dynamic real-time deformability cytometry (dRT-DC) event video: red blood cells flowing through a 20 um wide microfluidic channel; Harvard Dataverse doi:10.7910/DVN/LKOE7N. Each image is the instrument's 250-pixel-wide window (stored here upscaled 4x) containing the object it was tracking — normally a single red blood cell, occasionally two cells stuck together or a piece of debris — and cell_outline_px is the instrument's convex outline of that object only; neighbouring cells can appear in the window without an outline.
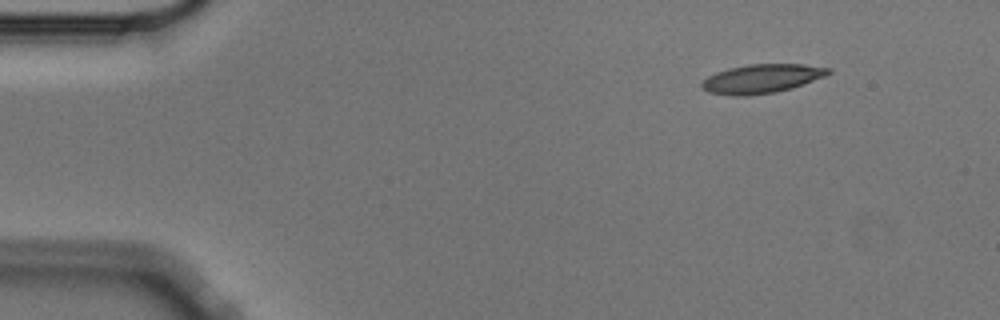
{"species": "Egyptian fruit bat (a non-hibernating species)", "species_latin": "Rousettus aegyptiacus", "temperature_condition": "cold", "stored_images_in_passage": 50, "camera_frame_rate_fps": 3000, "um_per_image_px": 0.085, "animal": {"sex": "male"}, "frame": {"image": 1, "passage_image": 1, "time_ms": 0.0, "image_size_px": [1000, 320], "cell_outline_px": [[832, 72], [824, 76], [792, 88], [776, 92], [748, 96], [732, 96], [708, 92], [700, 84], [708, 76], [716, 72], [728, 68], [748, 64], [804, 64], [832, 68]], "centroid_in_image_um": [64.75, 6.68], "position_along_channel_um": 20.3, "area_um2": 21.39}}
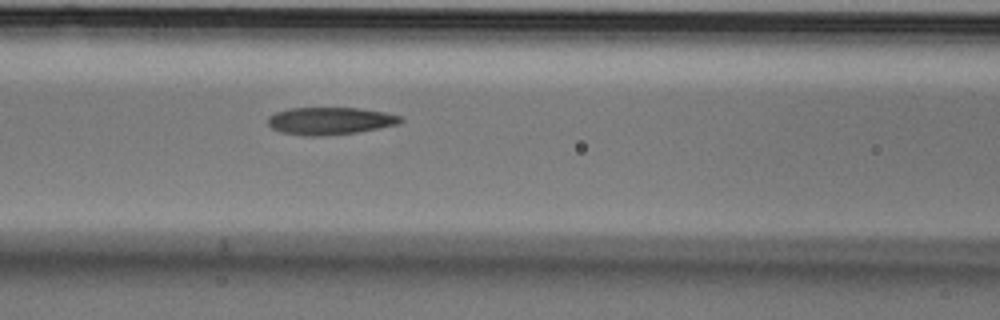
{"frame": {"image": 2, "passage_image": 18, "time_ms": 5.667, "image_size_px": [1000, 320], "cell_outline_px": [[404, 120], [400, 124], [356, 132], [324, 136], [304, 136], [280, 132], [272, 128], [268, 124], [268, 116], [276, 112], [288, 108], [360, 108], [384, 112], [400, 116]], "centroid_in_image_um": [28.04, 10.28], "position_along_channel_um": 138.6, "area_um2": 21.27}}
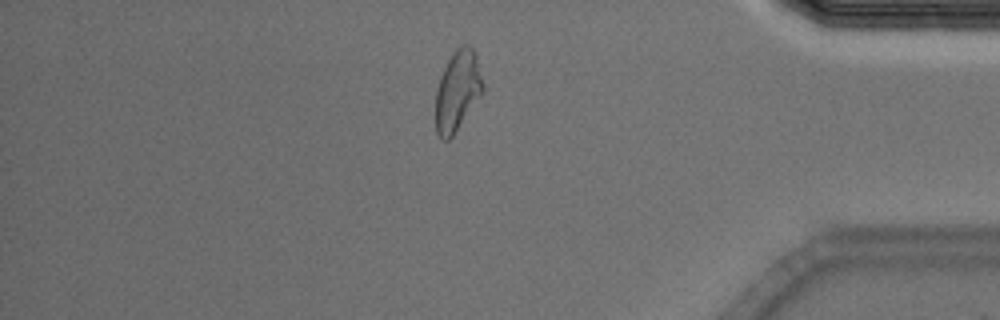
{"frame": {"image": 3, "passage_image": 42, "time_ms": 13.667, "image_size_px": [1000, 320], "cell_outline_px": [[484, 92], [452, 136], [448, 140], [440, 140], [436, 132], [436, 88], [440, 76], [448, 60], [456, 48], [464, 44], [468, 44], [472, 48], [476, 56], [484, 84]], "centroid_in_image_um": [38.89, 7.72], "position_along_channel_um": 396.3, "area_um2": 22.14}, "authors_computed_cell_mechanics": {"area_um2": 21.7906, "velocity_mm_per_s": 3.5868, "shape_relaxation_time_tau1_ms": null, "shape_relaxation_time_tau2_ms": 3.0061, "deformation_change_tau1": null, "deformation_change_tau2": 0.114}}